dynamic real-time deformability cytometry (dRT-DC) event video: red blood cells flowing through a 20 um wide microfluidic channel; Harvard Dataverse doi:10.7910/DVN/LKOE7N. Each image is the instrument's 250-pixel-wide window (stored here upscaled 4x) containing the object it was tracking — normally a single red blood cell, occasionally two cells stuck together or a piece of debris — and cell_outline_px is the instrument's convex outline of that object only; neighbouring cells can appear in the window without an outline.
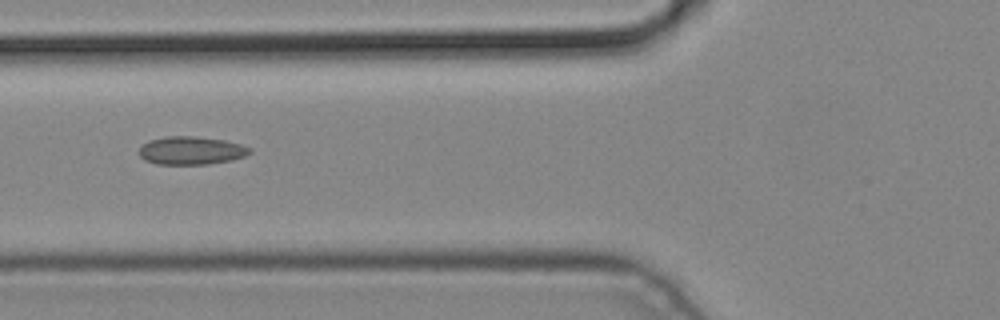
{"species": "common noctule bat (a hibernating species)", "species_latin": "Nyctalus noctula", "temperature_condition": "cold", "stored_images_in_passage": 6, "camera_frame_rate_fps": 3000, "um_per_image_px": 0.085, "animal": {"sex": "male", "body_mass_g": 19.2, "forearm_length_mm": 51.8}, "frame": {"image": 1, "passage_image": 6, "time_ms": 1.667, "image_size_px": [1000, 320], "cell_outline_px": [[252, 152], [244, 156], [232, 160], [208, 164], [156, 164], [144, 160], [140, 156], [140, 148], [148, 140], [164, 136], [196, 136], [224, 140], [240, 144], [252, 148]], "centroid_in_image_um": [16.25, 12.79], "position_along_channel_um": 109.5, "area_um2": 18.21}}